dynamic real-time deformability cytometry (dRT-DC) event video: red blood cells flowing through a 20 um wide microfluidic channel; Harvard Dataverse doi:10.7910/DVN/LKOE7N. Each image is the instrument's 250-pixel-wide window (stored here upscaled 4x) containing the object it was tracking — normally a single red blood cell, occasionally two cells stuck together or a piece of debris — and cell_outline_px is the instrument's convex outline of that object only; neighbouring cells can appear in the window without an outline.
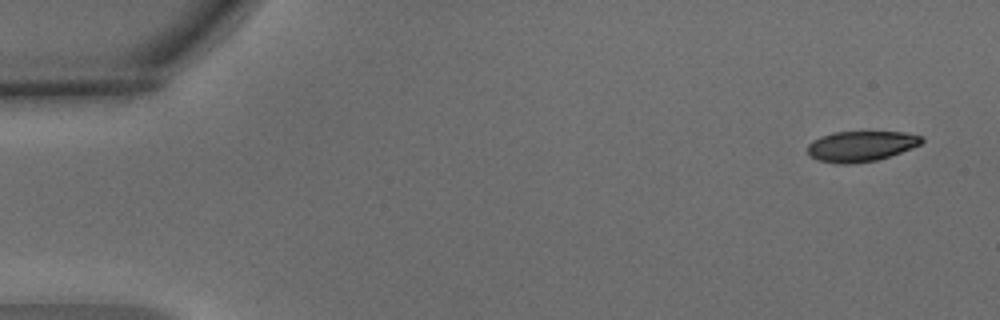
{"species": "common noctule bat (a hibernating species)", "species_latin": "Nyctalus noctula", "temperature_condition": "warm", "stored_images_in_passage": 7, "camera_frame_rate_fps": 3000, "um_per_image_px": 0.085, "animal": {"sex": "male", "body_mass_g": 15.6}, "frame": {"image": 1, "passage_image": 1, "time_ms": 0.0, "image_size_px": [1000, 320], "cell_outline_px": [[924, 140], [920, 144], [912, 148], [876, 160], [848, 164], [836, 164], [816, 160], [808, 156], [808, 144], [812, 140], [820, 136], [832, 132], [904, 132], [924, 136]], "centroid_in_image_um": [73.14, 12.42], "position_along_channel_um": 11.9, "area_um2": 20.4}}
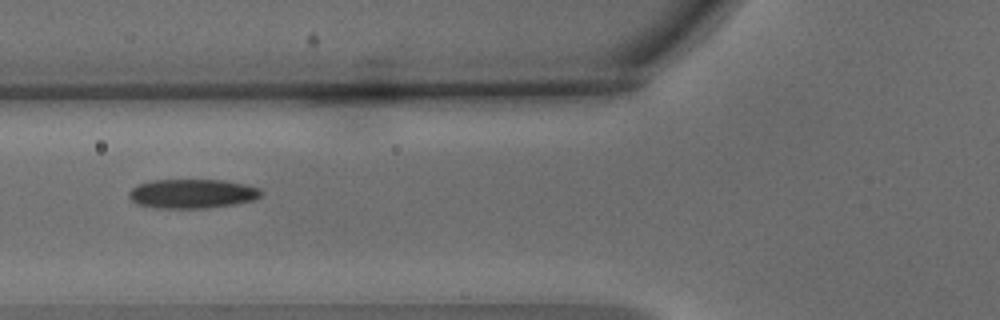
{"frame": {"image": 2, "passage_image": 6, "time_ms": 1.667, "image_size_px": [1000, 320], "cell_outline_px": [[264, 192], [260, 196], [252, 200], [236, 204], [204, 208], [156, 208], [136, 204], [128, 196], [128, 192], [136, 184], [152, 180], [224, 180], [244, 184], [260, 188]], "centroid_in_image_um": [16.32, 16.46], "position_along_channel_um": 109.5, "area_um2": 22.66}}
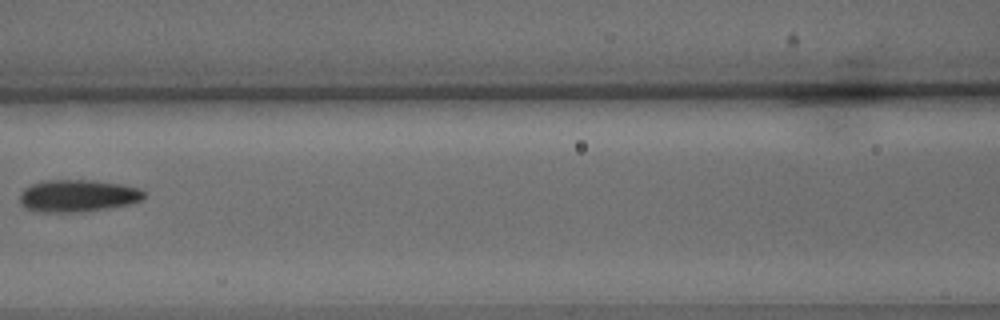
{"frame": {"image": 3, "passage_image": 7, "time_ms": 2.0, "image_size_px": [1000, 320], "cell_outline_px": [[144, 200], [128, 204], [108, 208], [80, 212], [44, 212], [24, 208], [20, 204], [20, 192], [24, 188], [32, 184], [44, 180], [92, 180], [124, 184], [140, 188], [144, 192]], "centroid_in_image_um": [6.61, 16.63], "position_along_channel_um": 160.0, "area_um2": 23.52}}